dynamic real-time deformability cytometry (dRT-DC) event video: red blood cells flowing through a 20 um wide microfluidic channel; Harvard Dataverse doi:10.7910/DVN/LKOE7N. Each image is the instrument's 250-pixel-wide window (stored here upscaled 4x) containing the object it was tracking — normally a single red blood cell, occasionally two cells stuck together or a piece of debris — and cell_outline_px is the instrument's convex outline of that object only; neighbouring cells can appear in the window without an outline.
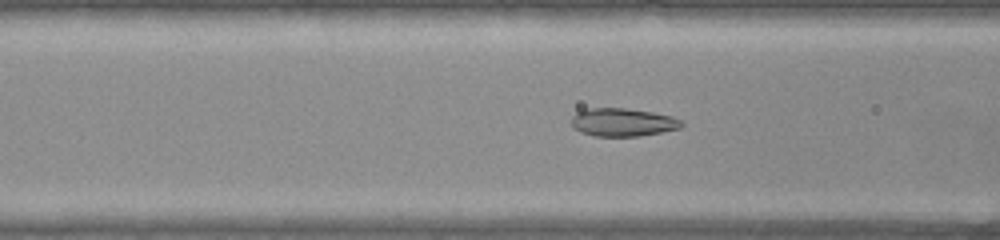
{"species": "common noctule bat (a hibernating species)", "species_latin": "Nyctalus noctula", "temperature_condition": "warm", "stored_images_in_passage": 36, "camera_frame_rate_fps": 3000, "um_per_image_px": 0.085, "animal": {"sex": "female", "body_mass_g": 22.0, "forearm_length_mm": 56.7}, "frame": {"image": 1, "passage_image": 4, "time_ms": 1.0, "image_size_px": [1000, 240], "cell_outline_px": [[684, 124], [680, 128], [640, 136], [596, 136], [580, 132], [572, 128], [572, 116], [576, 112], [592, 108], [624, 108], [652, 112], [672, 116], [680, 120]], "centroid_in_image_um": [52.92, 10.39], "position_along_channel_um": 113.7, "area_um2": 17.98}}
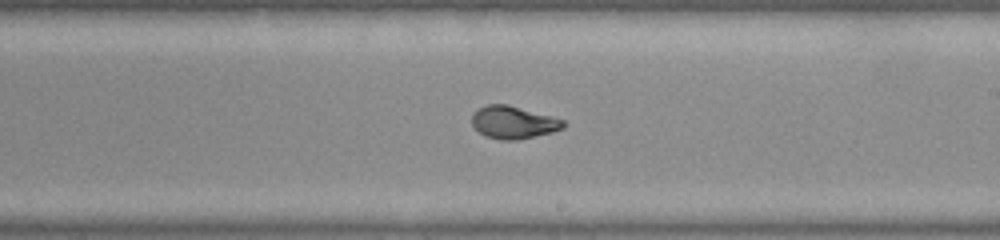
{"frame": {"image": 2, "passage_image": 14, "time_ms": 4.333, "image_size_px": [1000, 240], "cell_outline_px": [[568, 124], [564, 128], [552, 132], [516, 140], [500, 140], [484, 136], [472, 124], [472, 116], [480, 108], [488, 104], [508, 104], [552, 116], [564, 120]], "centroid_in_image_um": [43.68, 10.4], "position_along_channel_um": 245.3, "area_um2": 17.34}}
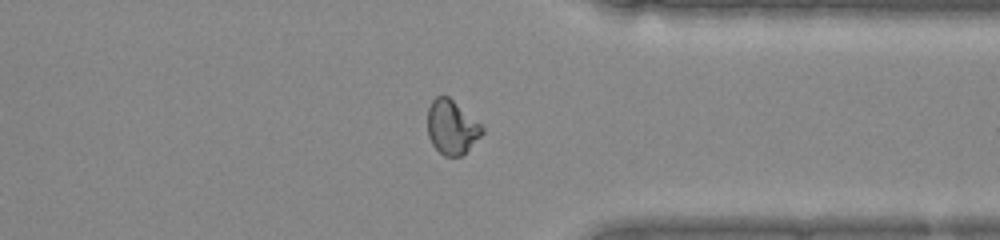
{"frame": {"image": 3, "passage_image": 24, "time_ms": 7.667, "image_size_px": [1000, 240], "cell_outline_px": [[484, 132], [460, 156], [444, 156], [432, 144], [428, 136], [428, 108], [432, 100], [436, 96], [448, 96], [480, 124], [484, 128]], "centroid_in_image_um": [38.37, 10.8], "position_along_channel_um": 373.0, "area_um2": 16.82}}